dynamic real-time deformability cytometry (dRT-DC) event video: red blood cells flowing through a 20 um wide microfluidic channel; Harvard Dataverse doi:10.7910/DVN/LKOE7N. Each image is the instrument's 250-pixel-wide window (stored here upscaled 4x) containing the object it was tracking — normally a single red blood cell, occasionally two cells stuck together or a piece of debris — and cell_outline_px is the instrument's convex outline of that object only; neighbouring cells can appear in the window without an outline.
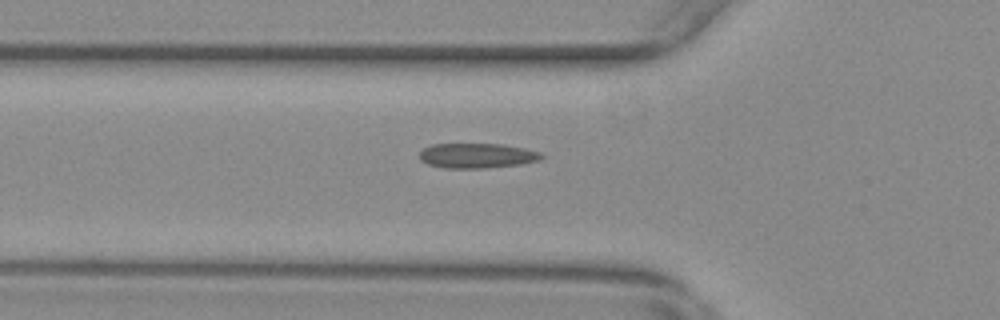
{"species": "common noctule bat (a hibernating species)", "species_latin": "Nyctalus noctula", "temperature_condition": "warm", "stored_images_in_passage": 32, "camera_frame_rate_fps": 3000, "um_per_image_px": 0.085, "animal": {"sex": "female", "body_mass_g": 29.2, "forearm_length_mm": 56.3}, "frame": {"image": 1, "passage_image": 2, "time_ms": 0.333, "image_size_px": [1000, 320], "cell_outline_px": [[544, 156], [540, 160], [520, 164], [484, 168], [444, 168], [428, 164], [420, 160], [420, 152], [424, 148], [432, 144], [500, 144], [524, 148], [540, 152]], "centroid_in_image_um": [40.54, 13.23], "position_along_channel_um": 85.3, "area_um2": 17.63}}
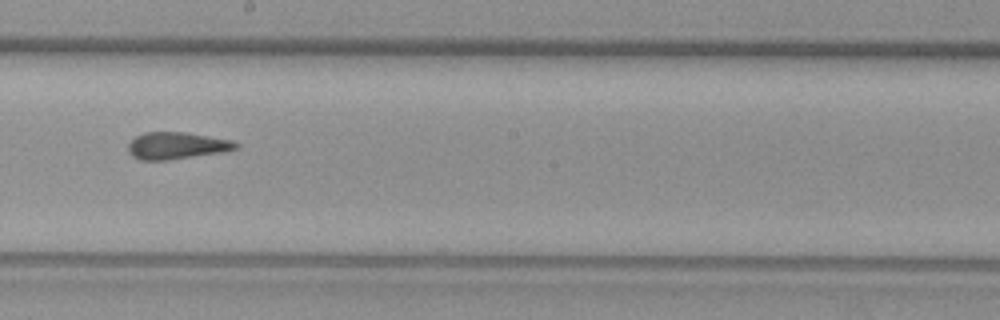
{"frame": {"image": 2, "passage_image": 14, "time_ms": 4.333, "image_size_px": [1000, 320], "cell_outline_px": [[240, 144], [236, 148], [224, 152], [168, 160], [140, 160], [132, 156], [128, 152], [128, 144], [136, 136], [144, 132], [184, 132], [232, 140]], "centroid_in_image_um": [15.0, 12.38], "position_along_channel_um": 233.2, "area_um2": 16.94}}
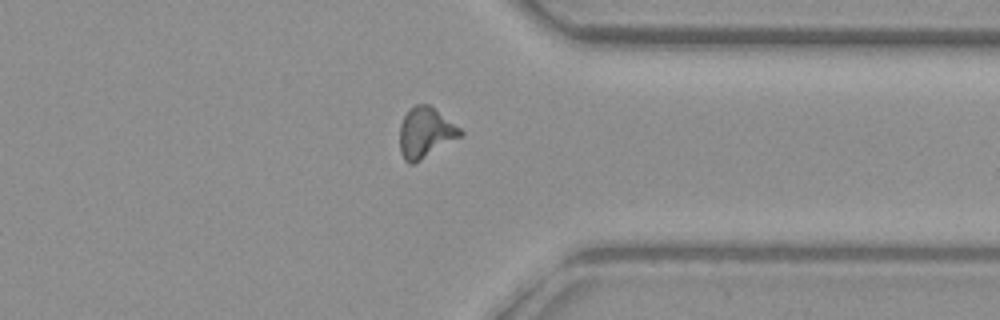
{"frame": {"image": 3, "passage_image": 26, "time_ms": 8.333, "image_size_px": [1000, 320], "cell_outline_px": [[464, 136], [420, 160], [412, 164], [408, 164], [404, 160], [400, 152], [400, 124], [404, 116], [416, 104], [428, 104], [460, 128], [464, 132]], "centroid_in_image_um": [36.18, 11.3], "position_along_channel_um": 375.2, "area_um2": 17.74}}